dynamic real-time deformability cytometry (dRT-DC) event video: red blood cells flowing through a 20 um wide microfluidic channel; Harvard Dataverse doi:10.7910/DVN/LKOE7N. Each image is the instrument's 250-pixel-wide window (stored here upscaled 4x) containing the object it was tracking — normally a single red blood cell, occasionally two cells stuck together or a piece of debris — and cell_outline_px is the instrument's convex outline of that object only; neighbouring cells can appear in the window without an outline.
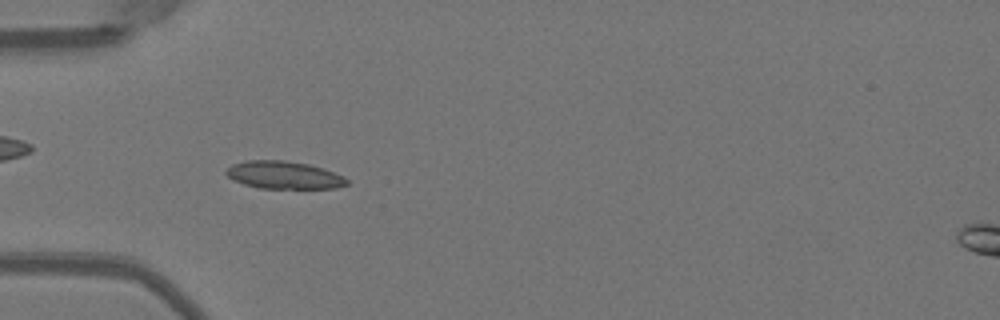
{"species": "Egyptian fruit bat (a non-hibernating species)", "species_latin": "Rousettus aegyptiacus", "temperature_condition": "warm", "stored_images_in_passage": 51, "camera_frame_rate_fps": 3000, "um_per_image_px": 0.085, "animal": {"sex": "female"}, "frame": {"image": 1, "passage_image": 16, "time_ms": 5.0, "image_size_px": [1000, 320], "cell_outline_px": [[348, 184], [336, 188], [260, 188], [244, 184], [228, 176], [224, 172], [232, 164], [248, 160], [284, 160], [308, 164], [344, 176], [348, 180]], "centroid_in_image_um": [24.13, 14.88], "position_along_channel_um": 60.9, "area_um2": 19.19}}
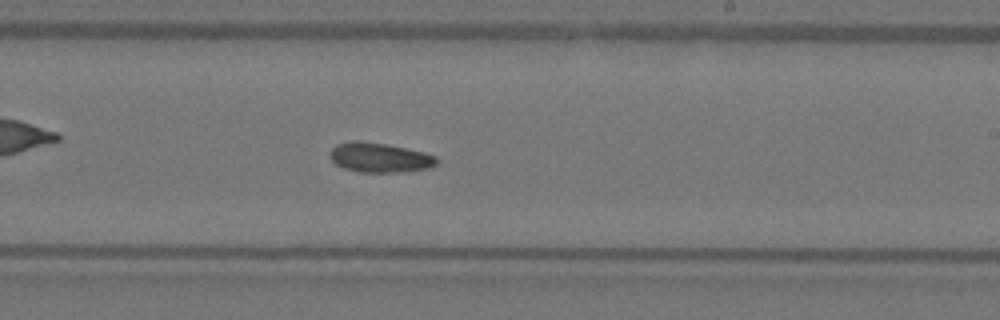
{"frame": {"image": 2, "passage_image": 31, "time_ms": 10.0, "image_size_px": [1000, 320], "cell_outline_px": [[440, 160], [432, 168], [408, 172], [356, 172], [344, 168], [336, 164], [328, 156], [328, 152], [336, 144], [352, 140], [360, 140], [388, 144], [424, 152], [436, 156]], "centroid_in_image_um": [32.28, 13.39], "position_along_channel_um": 256.7, "area_um2": 18.96}}
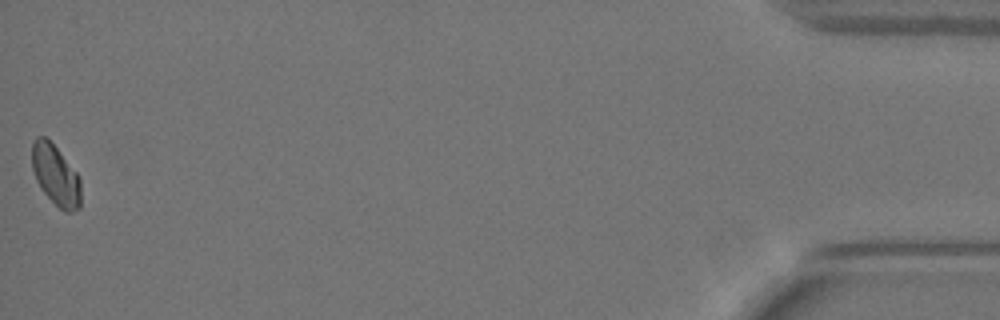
{"frame": {"image": 3, "passage_image": 51, "time_ms": 16.667, "image_size_px": [1000, 320], "cell_outline_px": [[80, 208], [72, 212], [64, 212], [40, 188], [36, 180], [32, 168], [32, 140], [36, 136], [44, 136], [56, 148], [76, 172], [80, 180]], "centroid_in_image_um": [4.71, 14.89], "position_along_channel_um": 430.5, "area_um2": 17.05}, "authors_computed_cell_mechanics": {"area_um2": 18.3804, "velocity_mm_per_s": 3.9825, "shape_relaxation_time_tau1_ms": 10.5901, "shape_relaxation_time_tau2_ms": null, "deformation_change_tau1": 0.1371, "deformation_change_tau2": null}}